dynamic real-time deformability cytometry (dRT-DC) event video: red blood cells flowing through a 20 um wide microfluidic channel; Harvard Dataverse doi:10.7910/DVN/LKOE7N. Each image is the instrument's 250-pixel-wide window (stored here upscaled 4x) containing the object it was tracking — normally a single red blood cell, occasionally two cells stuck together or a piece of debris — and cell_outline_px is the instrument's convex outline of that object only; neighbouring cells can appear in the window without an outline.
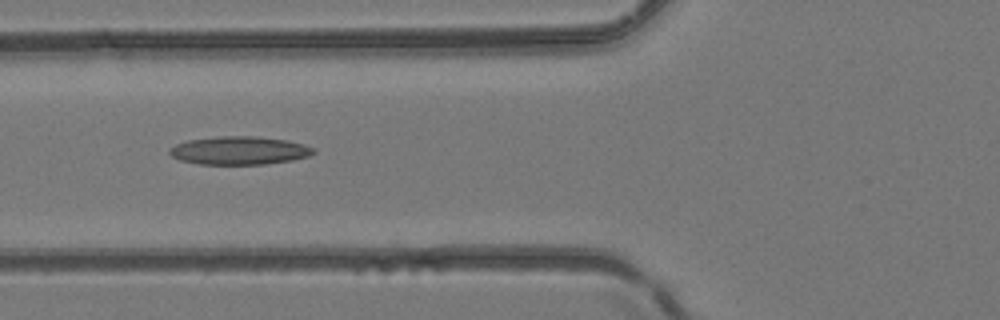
{"species": "common noctule bat (a hibernating species)", "species_latin": "Nyctalus noctula", "temperature_condition": "room temperature", "stored_images_in_passage": 5, "camera_frame_rate_fps": 3000, "um_per_image_px": 0.085, "animal": {"sex": "female", "body_mass_g": 24.6, "forearm_length_mm": 56.2}, "frame": {"image": 1, "passage_image": 5, "time_ms": 1.333, "image_size_px": [1000, 320], "cell_outline_px": [[316, 152], [308, 156], [292, 160], [264, 164], [200, 164], [180, 160], [172, 156], [168, 152], [168, 148], [176, 144], [188, 140], [220, 136], [256, 136], [288, 140], [304, 144], [316, 148]], "centroid_in_image_um": [20.36, 12.79], "position_along_channel_um": 105.4, "area_um2": 23.76}}